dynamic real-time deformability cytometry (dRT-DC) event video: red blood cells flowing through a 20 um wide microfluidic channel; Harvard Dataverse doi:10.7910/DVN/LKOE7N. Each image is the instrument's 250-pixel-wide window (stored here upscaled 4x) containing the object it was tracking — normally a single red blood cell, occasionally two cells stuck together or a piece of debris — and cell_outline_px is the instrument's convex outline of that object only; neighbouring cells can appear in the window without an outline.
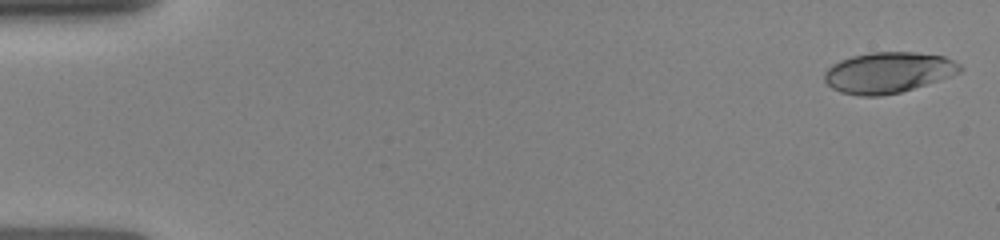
{"species": "human", "species_latin": "Homo sapiens", "temperature_condition": "room temperature", "stored_images_in_passage": 8, "camera_frame_rate_fps": 3000, "um_per_image_px": 0.085, "donor": {"sex": "female"}, "frame": {"image": 1, "passage_image": 1, "time_ms": 0.0, "image_size_px": [1000, 240], "cell_outline_px": [[964, 68], [960, 72], [900, 92], [880, 96], [860, 96], [840, 92], [832, 88], [824, 80], [824, 72], [832, 64], [840, 60], [852, 56], [868, 52], [916, 52], [944, 56], [960, 64]], "centroid_in_image_um": [75.45, 6.15], "position_along_channel_um": 9.5, "area_um2": 32.08}}